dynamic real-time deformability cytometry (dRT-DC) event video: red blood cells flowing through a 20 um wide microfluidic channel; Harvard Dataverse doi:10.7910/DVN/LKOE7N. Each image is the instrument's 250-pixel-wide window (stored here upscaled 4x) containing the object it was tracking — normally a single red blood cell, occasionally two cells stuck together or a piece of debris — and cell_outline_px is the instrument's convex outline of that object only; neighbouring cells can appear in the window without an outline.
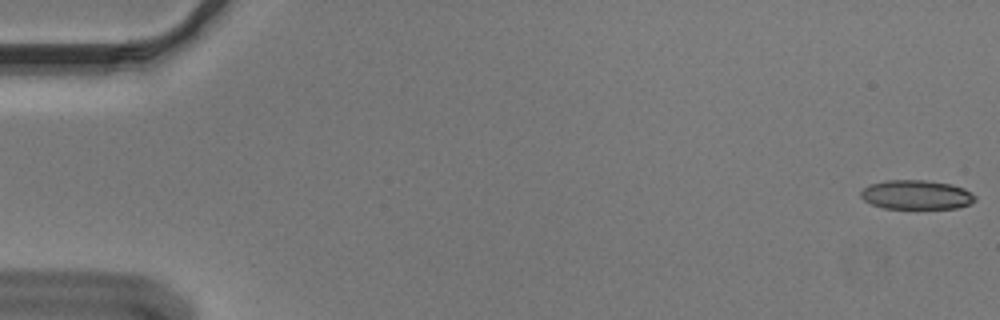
{"species": "Egyptian fruit bat (a non-hibernating species)", "species_latin": "Rousettus aegyptiacus", "temperature_condition": "cold", "stored_images_in_passage": 13, "camera_frame_rate_fps": 3000, "um_per_image_px": 0.085, "animal": {"sex": "male"}, "frame": {"image": 1, "passage_image": 1, "time_ms": 0.0, "image_size_px": [1000, 320], "cell_outline_px": [[976, 200], [972, 204], [956, 208], [884, 208], [872, 204], [864, 200], [860, 196], [860, 192], [864, 188], [872, 184], [888, 180], [924, 180], [952, 184], [964, 188], [972, 192], [976, 196]], "centroid_in_image_um": [77.94, 16.55], "position_along_channel_um": 7.1, "area_um2": 19.48}}